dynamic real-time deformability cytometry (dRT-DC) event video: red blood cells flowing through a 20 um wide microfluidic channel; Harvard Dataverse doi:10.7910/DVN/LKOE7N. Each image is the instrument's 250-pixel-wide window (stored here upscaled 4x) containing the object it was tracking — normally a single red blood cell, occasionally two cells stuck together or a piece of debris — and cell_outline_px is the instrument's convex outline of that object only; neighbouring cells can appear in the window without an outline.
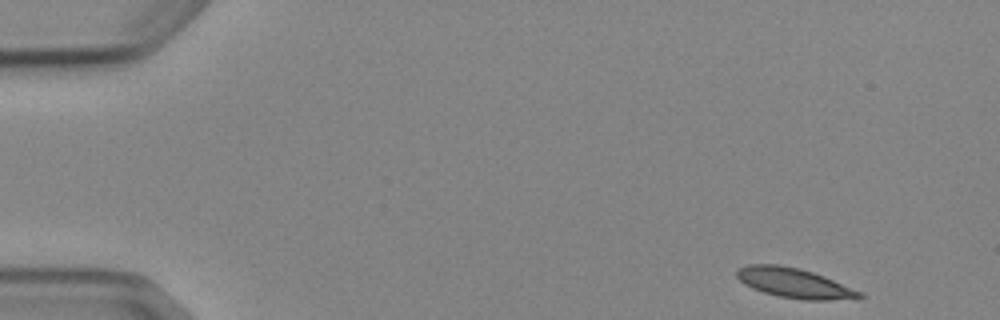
{"species": "Egyptian fruit bat (a non-hibernating species)", "species_latin": "Rousettus aegyptiacus", "temperature_condition": "cold", "stored_images_in_passage": 4, "camera_frame_rate_fps": 3000, "um_per_image_px": 0.085, "animal": {"sex": "female"}, "frame": {"image": 1, "passage_image": 1, "time_ms": 0.0, "image_size_px": [1000, 320], "cell_outline_px": [[864, 296], [828, 300], [804, 300], [780, 296], [764, 292], [752, 288], [744, 284], [736, 276], [736, 268], [748, 264], [776, 264], [800, 268], [824, 276], [860, 292]], "centroid_in_image_um": [67.41, 24.03], "position_along_channel_um": 17.6, "area_um2": 20.92}}
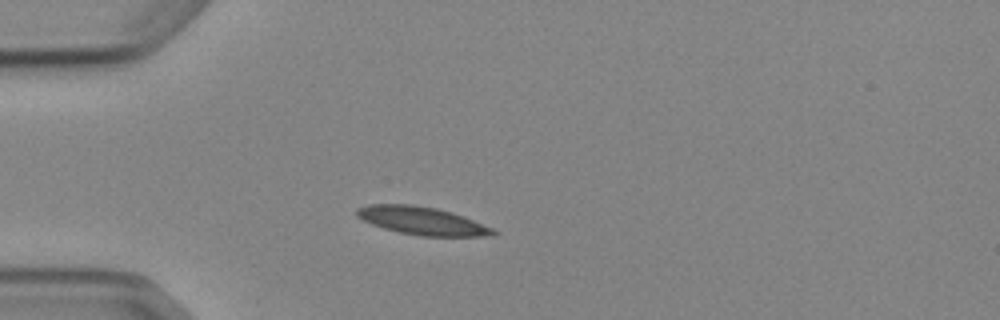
{"frame": {"image": 2, "passage_image": 4, "time_ms": 3.333, "image_size_px": [1000, 320], "cell_outline_px": [[500, 232], [492, 236], [420, 236], [400, 232], [384, 228], [372, 224], [356, 216], [356, 208], [368, 204], [412, 204], [436, 208], [452, 212], [464, 216], [492, 228]], "centroid_in_image_um": [35.89, 18.76], "position_along_channel_um": 49.1, "area_um2": 22.25}}